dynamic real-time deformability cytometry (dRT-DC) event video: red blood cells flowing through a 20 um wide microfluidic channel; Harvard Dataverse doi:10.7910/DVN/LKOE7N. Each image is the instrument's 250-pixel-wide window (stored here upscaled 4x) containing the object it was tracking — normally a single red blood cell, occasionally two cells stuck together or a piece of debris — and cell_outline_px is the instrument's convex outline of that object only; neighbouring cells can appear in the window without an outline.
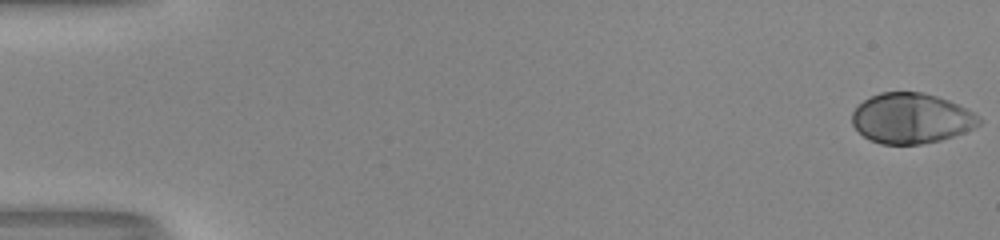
{"species": "human", "species_latin": "Homo sapiens", "temperature_condition": "room temperature", "stored_images_in_passage": 53, "camera_frame_rate_fps": 3000, "um_per_image_px": 0.085, "donor": {"sex": "male"}, "frame": {"image": 1, "passage_image": 1, "time_ms": 0.0, "image_size_px": [1000, 240], "cell_outline_px": [[980, 124], [964, 132], [940, 140], [920, 144], [880, 144], [868, 140], [852, 124], [852, 112], [864, 100], [880, 92], [920, 92], [936, 96], [948, 100], [980, 116]], "centroid_in_image_um": [77.43, 10.06], "position_along_channel_um": 7.6, "area_um2": 36.88}}
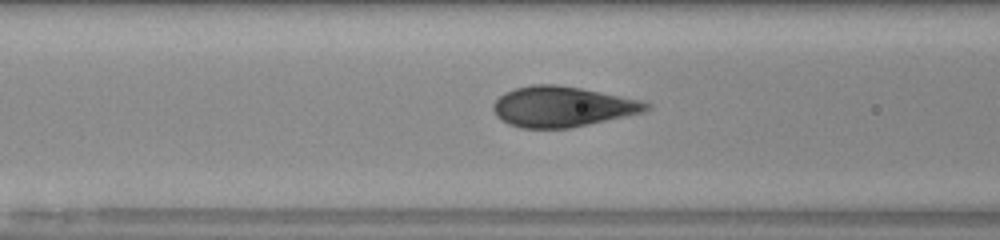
{"frame": {"image": 2, "passage_image": 23, "time_ms": 7.333, "image_size_px": [1000, 240], "cell_outline_px": [[652, 108], [644, 112], [588, 124], [568, 128], [520, 128], [508, 124], [496, 116], [492, 108], [492, 104], [504, 92], [516, 88], [532, 84], [556, 84], [580, 88], [640, 100], [652, 104]], "centroid_in_image_um": [47.77, 9.06], "position_along_channel_um": 118.8, "area_um2": 35.95}}
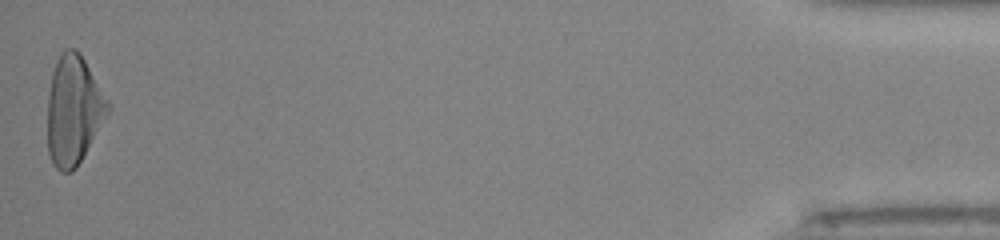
{"frame": {"image": 3, "passage_image": 53, "time_ms": 17.333, "image_size_px": [1000, 240], "cell_outline_px": [[112, 108], [76, 168], [72, 172], [60, 172], [52, 164], [48, 152], [48, 96], [52, 72], [60, 52], [64, 48], [76, 48], [80, 52], [112, 104]], "centroid_in_image_um": [6.27, 9.34], "position_along_channel_um": 428.9, "area_um2": 38.9}, "authors_computed_cell_mechanics": {"area_um2": 36.8764, "velocity_mm_per_s": 4.0435, "shape_relaxation_time_tau1_ms": 4.9178, "shape_relaxation_time_tau2_ms": null, "deformation_change_tau1": 0.2567, "deformation_change_tau2": null}}